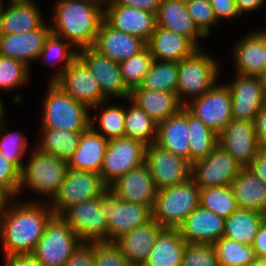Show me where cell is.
<instances>
[{
    "label": "cell",
    "mask_w": 266,
    "mask_h": 266,
    "mask_svg": "<svg viewBox=\"0 0 266 266\" xmlns=\"http://www.w3.org/2000/svg\"><path fill=\"white\" fill-rule=\"evenodd\" d=\"M15 201L0 218V244L3 259L31 254L55 215L49 201ZM23 202V203H22ZM44 202V203H43ZM47 203V204H46Z\"/></svg>",
    "instance_id": "6da1fadb"
},
{
    "label": "cell",
    "mask_w": 266,
    "mask_h": 266,
    "mask_svg": "<svg viewBox=\"0 0 266 266\" xmlns=\"http://www.w3.org/2000/svg\"><path fill=\"white\" fill-rule=\"evenodd\" d=\"M103 20L102 0H58L50 21L51 33L64 38L77 50L90 48Z\"/></svg>",
    "instance_id": "7a4b0ae2"
},
{
    "label": "cell",
    "mask_w": 266,
    "mask_h": 266,
    "mask_svg": "<svg viewBox=\"0 0 266 266\" xmlns=\"http://www.w3.org/2000/svg\"><path fill=\"white\" fill-rule=\"evenodd\" d=\"M220 68L218 60L203 48L179 61L176 95L181 104L185 106L210 90L218 82Z\"/></svg>",
    "instance_id": "3957f363"
},
{
    "label": "cell",
    "mask_w": 266,
    "mask_h": 266,
    "mask_svg": "<svg viewBox=\"0 0 266 266\" xmlns=\"http://www.w3.org/2000/svg\"><path fill=\"white\" fill-rule=\"evenodd\" d=\"M31 152L21 171L18 195L26 188L43 198H50L51 202L69 169L67 161L41 152L36 147Z\"/></svg>",
    "instance_id": "277c9868"
},
{
    "label": "cell",
    "mask_w": 266,
    "mask_h": 266,
    "mask_svg": "<svg viewBox=\"0 0 266 266\" xmlns=\"http://www.w3.org/2000/svg\"><path fill=\"white\" fill-rule=\"evenodd\" d=\"M42 102L41 128L84 132L90 127V109L77 102L54 82H48Z\"/></svg>",
    "instance_id": "5b68a950"
},
{
    "label": "cell",
    "mask_w": 266,
    "mask_h": 266,
    "mask_svg": "<svg viewBox=\"0 0 266 266\" xmlns=\"http://www.w3.org/2000/svg\"><path fill=\"white\" fill-rule=\"evenodd\" d=\"M200 206V188L192 178L158 190L151 209L152 219L163 228L178 229L189 214Z\"/></svg>",
    "instance_id": "8992f818"
},
{
    "label": "cell",
    "mask_w": 266,
    "mask_h": 266,
    "mask_svg": "<svg viewBox=\"0 0 266 266\" xmlns=\"http://www.w3.org/2000/svg\"><path fill=\"white\" fill-rule=\"evenodd\" d=\"M100 209L108 222L109 242H114L124 233L152 219L149 206L124 201L110 188H107L100 196Z\"/></svg>",
    "instance_id": "52a82bcc"
},
{
    "label": "cell",
    "mask_w": 266,
    "mask_h": 266,
    "mask_svg": "<svg viewBox=\"0 0 266 266\" xmlns=\"http://www.w3.org/2000/svg\"><path fill=\"white\" fill-rule=\"evenodd\" d=\"M81 242L61 216L54 215L32 254L43 266H65Z\"/></svg>",
    "instance_id": "ba28073f"
},
{
    "label": "cell",
    "mask_w": 266,
    "mask_h": 266,
    "mask_svg": "<svg viewBox=\"0 0 266 266\" xmlns=\"http://www.w3.org/2000/svg\"><path fill=\"white\" fill-rule=\"evenodd\" d=\"M107 188L99 173L68 169L58 193L48 203L54 214L60 216L70 206L100 197Z\"/></svg>",
    "instance_id": "9c48e42d"
},
{
    "label": "cell",
    "mask_w": 266,
    "mask_h": 266,
    "mask_svg": "<svg viewBox=\"0 0 266 266\" xmlns=\"http://www.w3.org/2000/svg\"><path fill=\"white\" fill-rule=\"evenodd\" d=\"M146 145L129 137L108 140L100 171L103 182L109 186L118 177L145 163Z\"/></svg>",
    "instance_id": "30bf717a"
},
{
    "label": "cell",
    "mask_w": 266,
    "mask_h": 266,
    "mask_svg": "<svg viewBox=\"0 0 266 266\" xmlns=\"http://www.w3.org/2000/svg\"><path fill=\"white\" fill-rule=\"evenodd\" d=\"M185 107L217 135L232 120V99L225 83L217 82L210 90L191 100Z\"/></svg>",
    "instance_id": "8fae6325"
},
{
    "label": "cell",
    "mask_w": 266,
    "mask_h": 266,
    "mask_svg": "<svg viewBox=\"0 0 266 266\" xmlns=\"http://www.w3.org/2000/svg\"><path fill=\"white\" fill-rule=\"evenodd\" d=\"M60 216L82 242H109L108 222L100 209V197L70 206Z\"/></svg>",
    "instance_id": "7c38bea8"
},
{
    "label": "cell",
    "mask_w": 266,
    "mask_h": 266,
    "mask_svg": "<svg viewBox=\"0 0 266 266\" xmlns=\"http://www.w3.org/2000/svg\"><path fill=\"white\" fill-rule=\"evenodd\" d=\"M242 169L231 154L217 145L206 158L192 164L191 178L199 188L230 186Z\"/></svg>",
    "instance_id": "4fadbf2b"
},
{
    "label": "cell",
    "mask_w": 266,
    "mask_h": 266,
    "mask_svg": "<svg viewBox=\"0 0 266 266\" xmlns=\"http://www.w3.org/2000/svg\"><path fill=\"white\" fill-rule=\"evenodd\" d=\"M145 164L158 190L184 183L191 178L192 164L156 143L146 146Z\"/></svg>",
    "instance_id": "5bb4252c"
},
{
    "label": "cell",
    "mask_w": 266,
    "mask_h": 266,
    "mask_svg": "<svg viewBox=\"0 0 266 266\" xmlns=\"http://www.w3.org/2000/svg\"><path fill=\"white\" fill-rule=\"evenodd\" d=\"M226 82L232 99V120L254 121L255 115L266 104V94L261 77L235 74Z\"/></svg>",
    "instance_id": "9a60e30c"
},
{
    "label": "cell",
    "mask_w": 266,
    "mask_h": 266,
    "mask_svg": "<svg viewBox=\"0 0 266 266\" xmlns=\"http://www.w3.org/2000/svg\"><path fill=\"white\" fill-rule=\"evenodd\" d=\"M78 57L86 64L99 82L102 95L107 100H124L130 97L131 91L126 87L118 62L103 56L92 47L78 50ZM112 96V99H111Z\"/></svg>",
    "instance_id": "2e32d148"
},
{
    "label": "cell",
    "mask_w": 266,
    "mask_h": 266,
    "mask_svg": "<svg viewBox=\"0 0 266 266\" xmlns=\"http://www.w3.org/2000/svg\"><path fill=\"white\" fill-rule=\"evenodd\" d=\"M74 100L89 109L107 100L101 92L99 82L86 64L77 57L54 82Z\"/></svg>",
    "instance_id": "e0dca14e"
},
{
    "label": "cell",
    "mask_w": 266,
    "mask_h": 266,
    "mask_svg": "<svg viewBox=\"0 0 266 266\" xmlns=\"http://www.w3.org/2000/svg\"><path fill=\"white\" fill-rule=\"evenodd\" d=\"M218 145L231 154L242 167H248L260 149L254 121L231 120L218 135Z\"/></svg>",
    "instance_id": "ac0fdd59"
},
{
    "label": "cell",
    "mask_w": 266,
    "mask_h": 266,
    "mask_svg": "<svg viewBox=\"0 0 266 266\" xmlns=\"http://www.w3.org/2000/svg\"><path fill=\"white\" fill-rule=\"evenodd\" d=\"M104 21L147 43L156 27V13L129 6L104 5Z\"/></svg>",
    "instance_id": "d6986e66"
},
{
    "label": "cell",
    "mask_w": 266,
    "mask_h": 266,
    "mask_svg": "<svg viewBox=\"0 0 266 266\" xmlns=\"http://www.w3.org/2000/svg\"><path fill=\"white\" fill-rule=\"evenodd\" d=\"M108 188L124 201L144 204L151 209L158 193L149 168L145 163L118 177Z\"/></svg>",
    "instance_id": "ffe728a7"
},
{
    "label": "cell",
    "mask_w": 266,
    "mask_h": 266,
    "mask_svg": "<svg viewBox=\"0 0 266 266\" xmlns=\"http://www.w3.org/2000/svg\"><path fill=\"white\" fill-rule=\"evenodd\" d=\"M51 27L46 22L36 30L27 33L0 34V55L22 61L30 67L38 60Z\"/></svg>",
    "instance_id": "44dd1931"
},
{
    "label": "cell",
    "mask_w": 266,
    "mask_h": 266,
    "mask_svg": "<svg viewBox=\"0 0 266 266\" xmlns=\"http://www.w3.org/2000/svg\"><path fill=\"white\" fill-rule=\"evenodd\" d=\"M225 219L198 206L178 228L187 243L212 245L224 236Z\"/></svg>",
    "instance_id": "7402d4cb"
},
{
    "label": "cell",
    "mask_w": 266,
    "mask_h": 266,
    "mask_svg": "<svg viewBox=\"0 0 266 266\" xmlns=\"http://www.w3.org/2000/svg\"><path fill=\"white\" fill-rule=\"evenodd\" d=\"M145 46L146 42L141 38L116 30L103 20L92 48L120 63L137 54Z\"/></svg>",
    "instance_id": "603a6c76"
},
{
    "label": "cell",
    "mask_w": 266,
    "mask_h": 266,
    "mask_svg": "<svg viewBox=\"0 0 266 266\" xmlns=\"http://www.w3.org/2000/svg\"><path fill=\"white\" fill-rule=\"evenodd\" d=\"M164 228L151 219L130 232L124 233L114 243L132 266H143L153 248L157 236Z\"/></svg>",
    "instance_id": "cb8c5ba5"
},
{
    "label": "cell",
    "mask_w": 266,
    "mask_h": 266,
    "mask_svg": "<svg viewBox=\"0 0 266 266\" xmlns=\"http://www.w3.org/2000/svg\"><path fill=\"white\" fill-rule=\"evenodd\" d=\"M156 26L187 37L198 49L199 38H207L194 24L184 0H162L156 13Z\"/></svg>",
    "instance_id": "d4e9b609"
},
{
    "label": "cell",
    "mask_w": 266,
    "mask_h": 266,
    "mask_svg": "<svg viewBox=\"0 0 266 266\" xmlns=\"http://www.w3.org/2000/svg\"><path fill=\"white\" fill-rule=\"evenodd\" d=\"M35 2L8 1L6 6L3 4L0 34L27 33L39 29L45 19Z\"/></svg>",
    "instance_id": "484cf974"
},
{
    "label": "cell",
    "mask_w": 266,
    "mask_h": 266,
    "mask_svg": "<svg viewBox=\"0 0 266 266\" xmlns=\"http://www.w3.org/2000/svg\"><path fill=\"white\" fill-rule=\"evenodd\" d=\"M234 65L236 73L261 77L266 68L264 66L263 28L253 30L235 43Z\"/></svg>",
    "instance_id": "4316f807"
},
{
    "label": "cell",
    "mask_w": 266,
    "mask_h": 266,
    "mask_svg": "<svg viewBox=\"0 0 266 266\" xmlns=\"http://www.w3.org/2000/svg\"><path fill=\"white\" fill-rule=\"evenodd\" d=\"M146 45L152 58L157 61L179 62L198 49L187 37L158 26Z\"/></svg>",
    "instance_id": "83f0119b"
},
{
    "label": "cell",
    "mask_w": 266,
    "mask_h": 266,
    "mask_svg": "<svg viewBox=\"0 0 266 266\" xmlns=\"http://www.w3.org/2000/svg\"><path fill=\"white\" fill-rule=\"evenodd\" d=\"M189 139L185 106L177 114L158 124L156 144L187 161L190 151Z\"/></svg>",
    "instance_id": "f1b7e54d"
},
{
    "label": "cell",
    "mask_w": 266,
    "mask_h": 266,
    "mask_svg": "<svg viewBox=\"0 0 266 266\" xmlns=\"http://www.w3.org/2000/svg\"><path fill=\"white\" fill-rule=\"evenodd\" d=\"M108 140L91 127L82 132L78 148L68 159L69 169L100 174Z\"/></svg>",
    "instance_id": "f546056e"
},
{
    "label": "cell",
    "mask_w": 266,
    "mask_h": 266,
    "mask_svg": "<svg viewBox=\"0 0 266 266\" xmlns=\"http://www.w3.org/2000/svg\"><path fill=\"white\" fill-rule=\"evenodd\" d=\"M129 98L157 124L177 114L183 107L177 95L168 91L133 89Z\"/></svg>",
    "instance_id": "4dcf8cb0"
},
{
    "label": "cell",
    "mask_w": 266,
    "mask_h": 266,
    "mask_svg": "<svg viewBox=\"0 0 266 266\" xmlns=\"http://www.w3.org/2000/svg\"><path fill=\"white\" fill-rule=\"evenodd\" d=\"M186 246L179 229L164 228L143 266H181Z\"/></svg>",
    "instance_id": "1f68e13d"
},
{
    "label": "cell",
    "mask_w": 266,
    "mask_h": 266,
    "mask_svg": "<svg viewBox=\"0 0 266 266\" xmlns=\"http://www.w3.org/2000/svg\"><path fill=\"white\" fill-rule=\"evenodd\" d=\"M230 186L239 209L262 212L266 208V184L248 167H243Z\"/></svg>",
    "instance_id": "d6a6232c"
},
{
    "label": "cell",
    "mask_w": 266,
    "mask_h": 266,
    "mask_svg": "<svg viewBox=\"0 0 266 266\" xmlns=\"http://www.w3.org/2000/svg\"><path fill=\"white\" fill-rule=\"evenodd\" d=\"M111 100H105L99 105L90 109L97 113L101 109L100 115L90 117V127L100 135H103L107 140L125 136V106L118 104L113 105ZM107 105V106H105ZM97 125V126H95Z\"/></svg>",
    "instance_id": "836d02e7"
},
{
    "label": "cell",
    "mask_w": 266,
    "mask_h": 266,
    "mask_svg": "<svg viewBox=\"0 0 266 266\" xmlns=\"http://www.w3.org/2000/svg\"><path fill=\"white\" fill-rule=\"evenodd\" d=\"M261 224V212L238 209L225 219L224 236L238 243L252 245Z\"/></svg>",
    "instance_id": "e575fe53"
},
{
    "label": "cell",
    "mask_w": 266,
    "mask_h": 266,
    "mask_svg": "<svg viewBox=\"0 0 266 266\" xmlns=\"http://www.w3.org/2000/svg\"><path fill=\"white\" fill-rule=\"evenodd\" d=\"M40 133L37 149L65 161H68L78 148L82 134L55 128H40Z\"/></svg>",
    "instance_id": "d590c367"
},
{
    "label": "cell",
    "mask_w": 266,
    "mask_h": 266,
    "mask_svg": "<svg viewBox=\"0 0 266 266\" xmlns=\"http://www.w3.org/2000/svg\"><path fill=\"white\" fill-rule=\"evenodd\" d=\"M77 57L78 50L70 42L50 33L45 40L38 60H45L44 62L53 68L59 67L57 73L55 70L49 80V82H55Z\"/></svg>",
    "instance_id": "8d00e7d4"
},
{
    "label": "cell",
    "mask_w": 266,
    "mask_h": 266,
    "mask_svg": "<svg viewBox=\"0 0 266 266\" xmlns=\"http://www.w3.org/2000/svg\"><path fill=\"white\" fill-rule=\"evenodd\" d=\"M121 101L130 102L125 107V136L146 146L156 143L158 124L130 98Z\"/></svg>",
    "instance_id": "74e56055"
},
{
    "label": "cell",
    "mask_w": 266,
    "mask_h": 266,
    "mask_svg": "<svg viewBox=\"0 0 266 266\" xmlns=\"http://www.w3.org/2000/svg\"><path fill=\"white\" fill-rule=\"evenodd\" d=\"M189 131V162L191 164L206 158L218 145V135L187 109Z\"/></svg>",
    "instance_id": "f35d334b"
},
{
    "label": "cell",
    "mask_w": 266,
    "mask_h": 266,
    "mask_svg": "<svg viewBox=\"0 0 266 266\" xmlns=\"http://www.w3.org/2000/svg\"><path fill=\"white\" fill-rule=\"evenodd\" d=\"M177 84L178 62L154 60L141 85L135 89L160 90L176 94Z\"/></svg>",
    "instance_id": "ab89813d"
},
{
    "label": "cell",
    "mask_w": 266,
    "mask_h": 266,
    "mask_svg": "<svg viewBox=\"0 0 266 266\" xmlns=\"http://www.w3.org/2000/svg\"><path fill=\"white\" fill-rule=\"evenodd\" d=\"M200 206L224 219L239 209L231 186L200 188Z\"/></svg>",
    "instance_id": "60d3db41"
},
{
    "label": "cell",
    "mask_w": 266,
    "mask_h": 266,
    "mask_svg": "<svg viewBox=\"0 0 266 266\" xmlns=\"http://www.w3.org/2000/svg\"><path fill=\"white\" fill-rule=\"evenodd\" d=\"M4 112L5 110L0 111V152L5 159L22 171L25 164L22 159L28 153L26 150L29 143L23 133L7 131Z\"/></svg>",
    "instance_id": "b9f144b4"
},
{
    "label": "cell",
    "mask_w": 266,
    "mask_h": 266,
    "mask_svg": "<svg viewBox=\"0 0 266 266\" xmlns=\"http://www.w3.org/2000/svg\"><path fill=\"white\" fill-rule=\"evenodd\" d=\"M212 245L216 251L218 263L248 266L257 259L252 245L238 243L225 236Z\"/></svg>",
    "instance_id": "7bdbcfd3"
},
{
    "label": "cell",
    "mask_w": 266,
    "mask_h": 266,
    "mask_svg": "<svg viewBox=\"0 0 266 266\" xmlns=\"http://www.w3.org/2000/svg\"><path fill=\"white\" fill-rule=\"evenodd\" d=\"M153 61L150 49L146 45L137 54L119 63L122 79L130 91L141 85Z\"/></svg>",
    "instance_id": "ee69618b"
},
{
    "label": "cell",
    "mask_w": 266,
    "mask_h": 266,
    "mask_svg": "<svg viewBox=\"0 0 266 266\" xmlns=\"http://www.w3.org/2000/svg\"><path fill=\"white\" fill-rule=\"evenodd\" d=\"M30 71L22 61L0 55V91L10 93L26 86L31 78Z\"/></svg>",
    "instance_id": "f6af8a7d"
},
{
    "label": "cell",
    "mask_w": 266,
    "mask_h": 266,
    "mask_svg": "<svg viewBox=\"0 0 266 266\" xmlns=\"http://www.w3.org/2000/svg\"><path fill=\"white\" fill-rule=\"evenodd\" d=\"M186 6L194 24L206 37H208L210 35L211 27H215L218 24L209 1L188 0L186 1Z\"/></svg>",
    "instance_id": "bcb514c9"
},
{
    "label": "cell",
    "mask_w": 266,
    "mask_h": 266,
    "mask_svg": "<svg viewBox=\"0 0 266 266\" xmlns=\"http://www.w3.org/2000/svg\"><path fill=\"white\" fill-rule=\"evenodd\" d=\"M218 258L213 245L187 243L181 266H217Z\"/></svg>",
    "instance_id": "7dc6e473"
},
{
    "label": "cell",
    "mask_w": 266,
    "mask_h": 266,
    "mask_svg": "<svg viewBox=\"0 0 266 266\" xmlns=\"http://www.w3.org/2000/svg\"><path fill=\"white\" fill-rule=\"evenodd\" d=\"M95 266H132L114 242H94Z\"/></svg>",
    "instance_id": "c3c4849f"
},
{
    "label": "cell",
    "mask_w": 266,
    "mask_h": 266,
    "mask_svg": "<svg viewBox=\"0 0 266 266\" xmlns=\"http://www.w3.org/2000/svg\"><path fill=\"white\" fill-rule=\"evenodd\" d=\"M21 181V171L0 152V186L6 188L16 199Z\"/></svg>",
    "instance_id": "681fc988"
},
{
    "label": "cell",
    "mask_w": 266,
    "mask_h": 266,
    "mask_svg": "<svg viewBox=\"0 0 266 266\" xmlns=\"http://www.w3.org/2000/svg\"><path fill=\"white\" fill-rule=\"evenodd\" d=\"M65 266H95L94 242H81Z\"/></svg>",
    "instance_id": "f907efd6"
},
{
    "label": "cell",
    "mask_w": 266,
    "mask_h": 266,
    "mask_svg": "<svg viewBox=\"0 0 266 266\" xmlns=\"http://www.w3.org/2000/svg\"><path fill=\"white\" fill-rule=\"evenodd\" d=\"M213 8V12L217 22L226 19L229 22L234 23L233 20L236 17H240V13L237 10L235 0H208Z\"/></svg>",
    "instance_id": "816d5d0a"
},
{
    "label": "cell",
    "mask_w": 266,
    "mask_h": 266,
    "mask_svg": "<svg viewBox=\"0 0 266 266\" xmlns=\"http://www.w3.org/2000/svg\"><path fill=\"white\" fill-rule=\"evenodd\" d=\"M162 0H107L104 5H121L157 13Z\"/></svg>",
    "instance_id": "f5cc1de1"
},
{
    "label": "cell",
    "mask_w": 266,
    "mask_h": 266,
    "mask_svg": "<svg viewBox=\"0 0 266 266\" xmlns=\"http://www.w3.org/2000/svg\"><path fill=\"white\" fill-rule=\"evenodd\" d=\"M254 127L259 148L266 150V105L255 115Z\"/></svg>",
    "instance_id": "db71d44e"
},
{
    "label": "cell",
    "mask_w": 266,
    "mask_h": 266,
    "mask_svg": "<svg viewBox=\"0 0 266 266\" xmlns=\"http://www.w3.org/2000/svg\"><path fill=\"white\" fill-rule=\"evenodd\" d=\"M248 168L266 184V150L259 149Z\"/></svg>",
    "instance_id": "11a10c76"
},
{
    "label": "cell",
    "mask_w": 266,
    "mask_h": 266,
    "mask_svg": "<svg viewBox=\"0 0 266 266\" xmlns=\"http://www.w3.org/2000/svg\"><path fill=\"white\" fill-rule=\"evenodd\" d=\"M3 263L4 266H43L32 253L5 258Z\"/></svg>",
    "instance_id": "9f6ffc18"
},
{
    "label": "cell",
    "mask_w": 266,
    "mask_h": 266,
    "mask_svg": "<svg viewBox=\"0 0 266 266\" xmlns=\"http://www.w3.org/2000/svg\"><path fill=\"white\" fill-rule=\"evenodd\" d=\"M252 247L257 259L266 260V225L261 224L254 238Z\"/></svg>",
    "instance_id": "6f0895ef"
},
{
    "label": "cell",
    "mask_w": 266,
    "mask_h": 266,
    "mask_svg": "<svg viewBox=\"0 0 266 266\" xmlns=\"http://www.w3.org/2000/svg\"><path fill=\"white\" fill-rule=\"evenodd\" d=\"M266 0H235L240 15L261 9Z\"/></svg>",
    "instance_id": "680465c9"
},
{
    "label": "cell",
    "mask_w": 266,
    "mask_h": 266,
    "mask_svg": "<svg viewBox=\"0 0 266 266\" xmlns=\"http://www.w3.org/2000/svg\"><path fill=\"white\" fill-rule=\"evenodd\" d=\"M14 198L6 188L0 186V218L14 202Z\"/></svg>",
    "instance_id": "91938a15"
},
{
    "label": "cell",
    "mask_w": 266,
    "mask_h": 266,
    "mask_svg": "<svg viewBox=\"0 0 266 266\" xmlns=\"http://www.w3.org/2000/svg\"><path fill=\"white\" fill-rule=\"evenodd\" d=\"M264 66L266 68V29H263Z\"/></svg>",
    "instance_id": "94428289"
},
{
    "label": "cell",
    "mask_w": 266,
    "mask_h": 266,
    "mask_svg": "<svg viewBox=\"0 0 266 266\" xmlns=\"http://www.w3.org/2000/svg\"><path fill=\"white\" fill-rule=\"evenodd\" d=\"M248 266H266V260L256 259L254 262H252Z\"/></svg>",
    "instance_id": "6125c7cd"
},
{
    "label": "cell",
    "mask_w": 266,
    "mask_h": 266,
    "mask_svg": "<svg viewBox=\"0 0 266 266\" xmlns=\"http://www.w3.org/2000/svg\"><path fill=\"white\" fill-rule=\"evenodd\" d=\"M3 4H6L4 3V0H0V27H1V20H2Z\"/></svg>",
    "instance_id": "be15d7a7"
},
{
    "label": "cell",
    "mask_w": 266,
    "mask_h": 266,
    "mask_svg": "<svg viewBox=\"0 0 266 266\" xmlns=\"http://www.w3.org/2000/svg\"><path fill=\"white\" fill-rule=\"evenodd\" d=\"M262 81H263V88L265 90V94H266V70L264 72V74L261 76Z\"/></svg>",
    "instance_id": "e7e4bbea"
},
{
    "label": "cell",
    "mask_w": 266,
    "mask_h": 266,
    "mask_svg": "<svg viewBox=\"0 0 266 266\" xmlns=\"http://www.w3.org/2000/svg\"><path fill=\"white\" fill-rule=\"evenodd\" d=\"M262 214V223L266 225V208L261 212Z\"/></svg>",
    "instance_id": "03108f58"
},
{
    "label": "cell",
    "mask_w": 266,
    "mask_h": 266,
    "mask_svg": "<svg viewBox=\"0 0 266 266\" xmlns=\"http://www.w3.org/2000/svg\"><path fill=\"white\" fill-rule=\"evenodd\" d=\"M217 266H239V265H230V264H225V263H218Z\"/></svg>",
    "instance_id": "003e7915"
},
{
    "label": "cell",
    "mask_w": 266,
    "mask_h": 266,
    "mask_svg": "<svg viewBox=\"0 0 266 266\" xmlns=\"http://www.w3.org/2000/svg\"><path fill=\"white\" fill-rule=\"evenodd\" d=\"M4 102H2V99H0V111L4 110Z\"/></svg>",
    "instance_id": "a7ac6f4b"
},
{
    "label": "cell",
    "mask_w": 266,
    "mask_h": 266,
    "mask_svg": "<svg viewBox=\"0 0 266 266\" xmlns=\"http://www.w3.org/2000/svg\"><path fill=\"white\" fill-rule=\"evenodd\" d=\"M8 1H34V0H8Z\"/></svg>",
    "instance_id": "89a4df30"
}]
</instances>
